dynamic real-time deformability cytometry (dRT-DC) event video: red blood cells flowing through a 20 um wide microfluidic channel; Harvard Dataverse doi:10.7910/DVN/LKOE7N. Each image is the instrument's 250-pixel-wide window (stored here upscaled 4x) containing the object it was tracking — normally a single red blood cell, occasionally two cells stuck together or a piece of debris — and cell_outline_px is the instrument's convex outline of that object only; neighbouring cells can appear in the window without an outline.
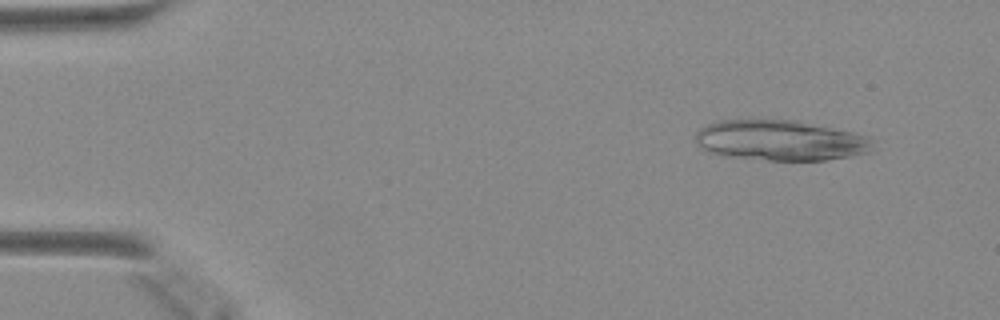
{"species": "Egyptian fruit bat (a non-hibernating species)", "species_latin": "Rousettus aegyptiacus", "temperature_condition": "warm", "stored_images_in_passage": 19, "segment_of_instrument_passage": [1, 2], "camera_frame_rate_fps": 3000, "um_per_image_px": 0.085, "animal": {"sex": "female"}, "frame": {"image": 1, "passage_image": 2, "time_ms": 0.333, "image_size_px": [1000, 320], "cell_outline_px": [[872, 152], [824, 160], [768, 160], [728, 156], [712, 152], [704, 148], [696, 140], [696, 132], [704, 124], [716, 120], [796, 120], [852, 132], [868, 136], [872, 140]], "centroid_in_image_um": [66.35, 11.92], "position_along_channel_um": 18.7, "area_um2": 41.5}}